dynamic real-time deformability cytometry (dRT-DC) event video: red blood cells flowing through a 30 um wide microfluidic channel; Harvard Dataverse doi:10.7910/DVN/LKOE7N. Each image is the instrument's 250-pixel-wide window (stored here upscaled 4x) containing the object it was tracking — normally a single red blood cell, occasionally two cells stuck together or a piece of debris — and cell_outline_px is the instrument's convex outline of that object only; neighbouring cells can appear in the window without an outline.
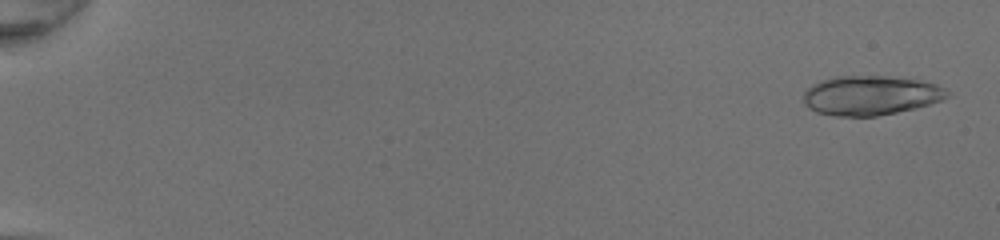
{"species": "common noctule bat (a hibernating species)", "species_latin": "Nyctalus noctula", "temperature_condition": "room temperature", "stored_images_in_passage": 21, "camera_frame_rate_fps": 3000, "um_per_image_px": 0.085, "animal": {"sex": "female", "body_mass_g": 20.0, "forearm_length_mm": 54.0}, "frame": {"image": 1, "passage_image": 2, "time_ms": 0.333, "image_size_px": [1000, 240], "cell_outline_px": [[948, 96], [940, 100], [916, 108], [876, 116], [832, 116], [816, 112], [808, 108], [804, 104], [804, 92], [812, 84], [820, 80], [832, 76], [884, 76], [920, 80], [936, 84], [944, 88], [948, 92]], "centroid_in_image_um": [73.95, 8.11], "position_along_channel_um": 11.1, "area_um2": 33.06}}
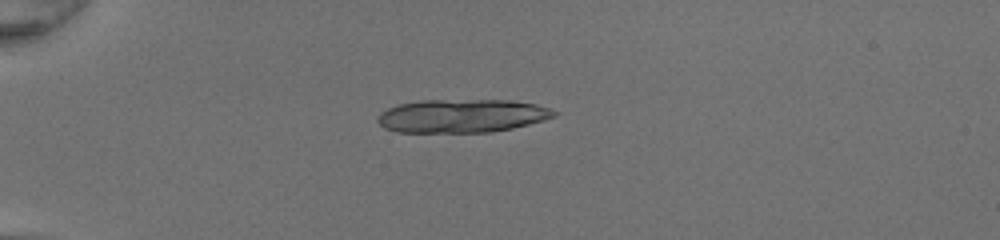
{"frame": {"image": 2, "passage_image": 15, "time_ms": 4.667, "image_size_px": [1000, 240], "cell_outline_px": [[560, 112], [556, 116], [544, 120], [512, 128], [492, 132], [396, 132], [384, 128], [376, 120], [376, 116], [380, 112], [388, 108], [400, 104], [420, 100], [508, 100], [536, 104], [552, 108]], "centroid_in_image_um": [39.28, 9.84], "position_along_channel_um": 45.7, "area_um2": 34.56}}